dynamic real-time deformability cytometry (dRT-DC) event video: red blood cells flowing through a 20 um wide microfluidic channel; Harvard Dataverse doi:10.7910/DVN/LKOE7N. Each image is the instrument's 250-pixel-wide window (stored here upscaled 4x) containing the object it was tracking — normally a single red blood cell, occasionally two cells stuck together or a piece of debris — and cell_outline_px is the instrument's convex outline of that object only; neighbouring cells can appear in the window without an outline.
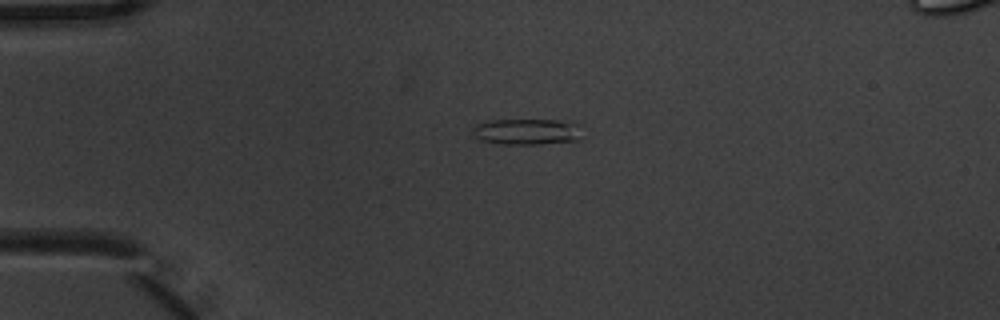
{"species": "common noctule bat (a hibernating species)", "species_latin": "Nyctalus noctula", "temperature_condition": "warm", "stored_images_in_passage": 3, "camera_frame_rate_fps": 3000, "um_per_image_px": 0.085, "animal": {"sex": "male", "body_mass_g": 20.1, "forearm_length_mm": 53.5}, "frame": {"image": 1, "passage_image": 1, "time_ms": 0.0, "image_size_px": [1000, 320], "cell_outline_px": [[580, 140], [540, 144], [500, 144], [480, 140], [476, 136], [472, 128], [476, 124], [492, 120], [572, 120], [580, 124]], "centroid_in_image_um": [44.85, 11.18], "position_along_channel_um": 40.1, "area_um2": 16.82}}